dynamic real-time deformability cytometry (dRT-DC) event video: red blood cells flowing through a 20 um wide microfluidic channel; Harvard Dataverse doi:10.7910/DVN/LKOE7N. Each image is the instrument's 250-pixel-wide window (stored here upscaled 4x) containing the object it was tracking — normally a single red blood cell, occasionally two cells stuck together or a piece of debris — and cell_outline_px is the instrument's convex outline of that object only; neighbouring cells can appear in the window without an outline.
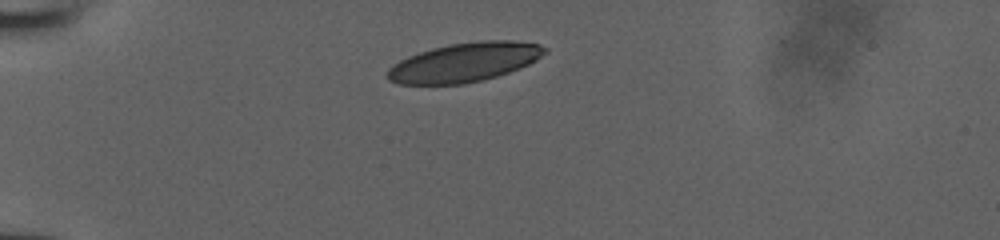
{"species": "human", "species_latin": "Homo sapiens", "temperature_condition": "room temperature", "stored_images_in_passage": 31, "camera_frame_rate_fps": 3000, "um_per_image_px": 0.085, "donor": {"sex": "male"}, "frame": {"image": 1, "passage_image": 1, "time_ms": 0.0, "image_size_px": [1000, 240], "cell_outline_px": [[548, 52], [536, 60], [528, 64], [508, 72], [484, 80], [460, 84], [400, 84], [388, 80], [384, 76], [388, 68], [392, 64], [408, 56], [432, 48], [448, 44], [480, 40], [512, 40], [540, 44], [548, 48]], "centroid_in_image_um": [39.47, 5.29], "position_along_channel_um": 45.5, "area_um2": 36.07}}
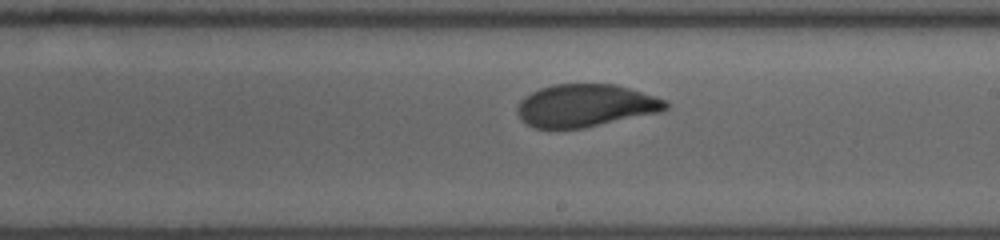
{"frame": {"image": 2, "passage_image": 18, "time_ms": 5.667, "image_size_px": [1000, 240], "cell_outline_px": [[668, 108], [660, 112], [584, 128], [536, 128], [520, 120], [516, 112], [516, 108], [520, 100], [524, 96], [540, 88], [552, 84], [616, 84], [668, 100]], "centroid_in_image_um": [49.75, 8.97], "position_along_channel_um": 239.2, "area_um2": 36.99}}
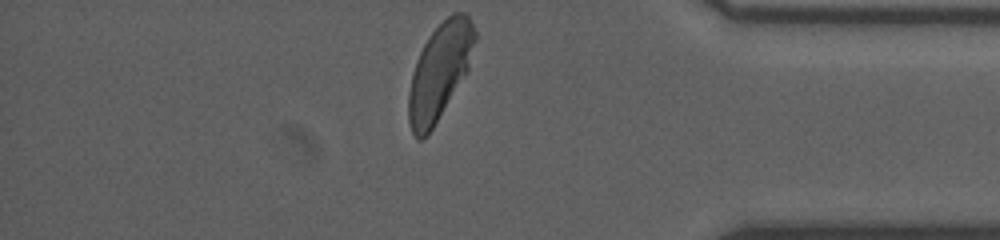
{"frame": {"image": 3, "passage_image": 31, "time_ms": 10.0, "image_size_px": [1000, 240], "cell_outline_px": [[476, 40], [468, 68], [428, 136], [420, 140], [416, 140], [412, 132], [408, 120], [408, 92], [412, 72], [416, 60], [428, 36], [452, 12], [464, 12], [468, 16], [476, 32]], "centroid_in_image_um": [37.34, 6.09], "position_along_channel_um": 397.9, "area_um2": 36.76}}